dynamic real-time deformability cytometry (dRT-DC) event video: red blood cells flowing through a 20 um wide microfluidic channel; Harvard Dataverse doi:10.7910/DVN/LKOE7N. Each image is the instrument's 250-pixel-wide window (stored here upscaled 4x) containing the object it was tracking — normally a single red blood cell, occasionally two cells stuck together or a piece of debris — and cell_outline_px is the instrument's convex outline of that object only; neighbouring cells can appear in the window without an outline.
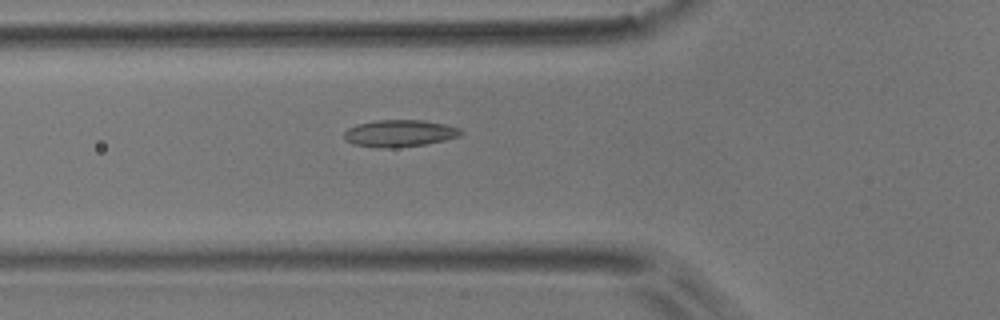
{"species": "common noctule bat (a hibernating species)", "species_latin": "Nyctalus noctula", "temperature_condition": "room temperature", "stored_images_in_passage": 46, "camera_frame_rate_fps": 3000, "um_per_image_px": 0.085, "animal": {"sex": "male", "body_mass_g": 17.9}, "frame": {"image": 1, "passage_image": 11, "time_ms": 3.333, "image_size_px": [1000, 320], "cell_outline_px": [[464, 132], [460, 136], [444, 140], [424, 144], [396, 148], [376, 148], [352, 144], [344, 140], [344, 132], [348, 128], [356, 124], [376, 120], [424, 120], [444, 124], [460, 128]], "centroid_in_image_um": [33.93, 11.33], "position_along_channel_um": 91.9, "area_um2": 18.55}}
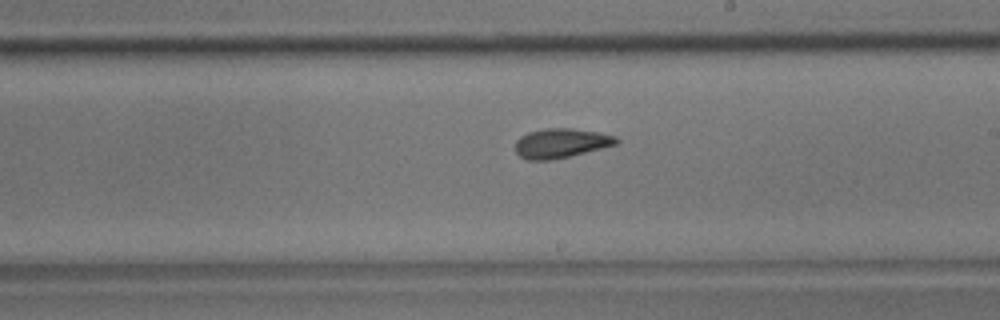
{"frame": {"image": 2, "passage_image": 23, "time_ms": 7.333, "image_size_px": [1000, 320], "cell_outline_px": [[620, 140], [616, 144], [552, 160], [528, 160], [520, 156], [516, 152], [516, 140], [520, 136], [528, 132], [544, 128], [572, 128], [600, 132], [616, 136]], "centroid_in_image_um": [47.67, 12.15], "position_along_channel_um": 241.3, "area_um2": 17.28}}
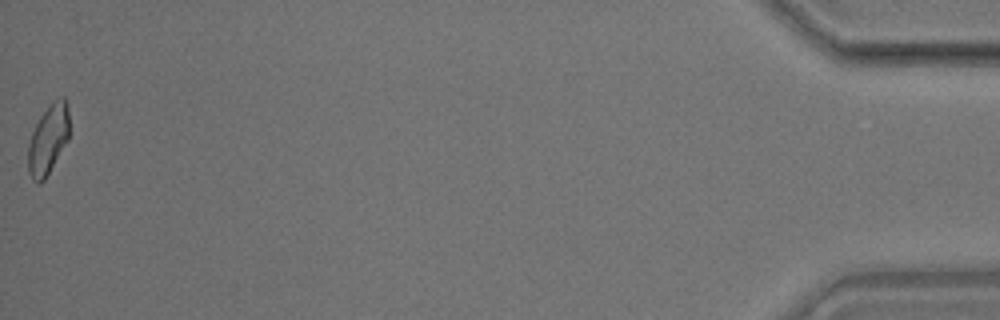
{"frame": {"image": 3, "passage_image": 46, "time_ms": 15.0, "image_size_px": [1000, 320], "cell_outline_px": [[68, 140], [44, 180], [40, 184], [36, 184], [32, 180], [28, 172], [28, 144], [32, 132], [40, 116], [52, 100], [60, 96], [64, 96], [68, 104]], "centroid_in_image_um": [4.08, 11.84], "position_along_channel_um": 431.1, "area_um2": 16.82}, "authors_computed_cell_mechanics": {"area_um2": 17.2244, "velocity_mm_per_s": 3.7267, "shape_relaxation_time_tau1_ms": 6.4501, "shape_relaxation_time_tau2_ms": 3.6831, "deformation_change_tau1": 0.139, "deformation_change_tau2": 0.1012}}